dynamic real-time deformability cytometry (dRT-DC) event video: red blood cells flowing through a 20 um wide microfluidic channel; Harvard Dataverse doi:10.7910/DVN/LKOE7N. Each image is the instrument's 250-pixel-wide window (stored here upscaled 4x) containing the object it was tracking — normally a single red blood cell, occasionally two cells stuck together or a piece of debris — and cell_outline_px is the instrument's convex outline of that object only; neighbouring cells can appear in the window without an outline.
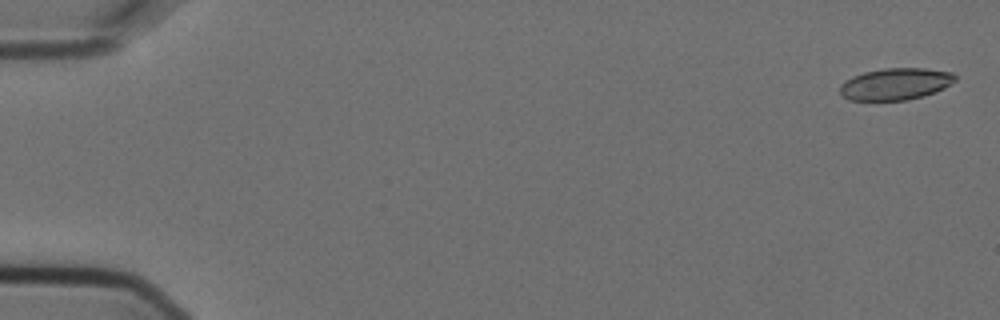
{"species": "Egyptian fruit bat (a non-hibernating species)", "species_latin": "Rousettus aegyptiacus", "temperature_condition": "cold", "stored_images_in_passage": 7, "camera_frame_rate_fps": 3000, "um_per_image_px": 0.085, "animal": {"sex": "female"}, "frame": {"image": 1, "passage_image": 1, "time_ms": 0.0, "image_size_px": [1000, 320], "cell_outline_px": [[956, 80], [944, 88], [936, 92], [924, 96], [908, 100], [848, 100], [840, 92], [840, 84], [844, 80], [852, 76], [864, 72], [884, 68], [924, 68], [952, 72], [956, 76]], "centroid_in_image_um": [76.12, 7.13], "position_along_channel_um": 8.9, "area_um2": 21.5}}
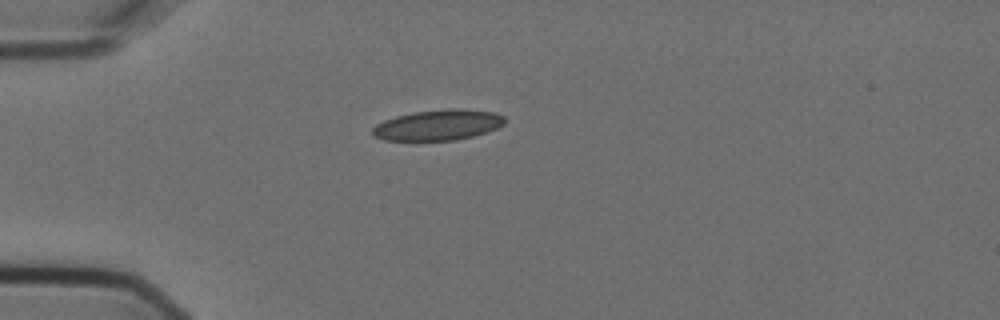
{"frame": {"image": 2, "passage_image": 5, "time_ms": 1.333, "image_size_px": [1000, 320], "cell_outline_px": [[504, 124], [488, 132], [456, 140], [384, 140], [372, 136], [372, 128], [376, 124], [384, 120], [396, 116], [412, 112], [448, 108], [460, 108], [492, 112], [504, 116]], "centroid_in_image_um": [37.21, 10.62], "position_along_channel_um": 47.8, "area_um2": 23.64}}
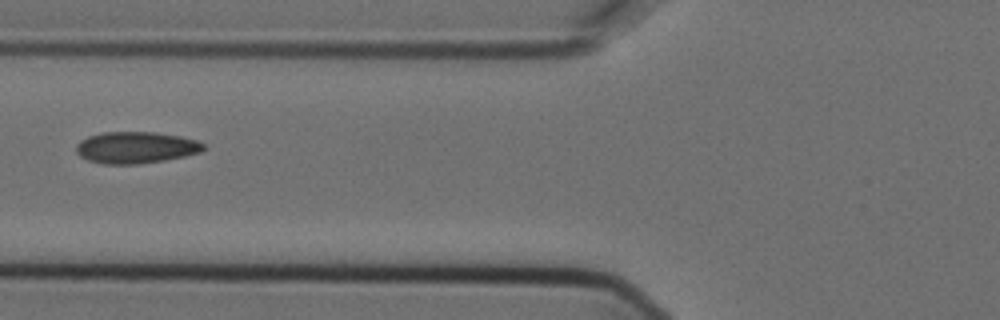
{"frame": {"image": 3, "passage_image": 7, "time_ms": 2.0, "image_size_px": [1000, 320], "cell_outline_px": [[208, 148], [200, 152], [184, 156], [164, 160], [136, 164], [104, 164], [88, 160], [80, 156], [76, 152], [76, 144], [80, 140], [88, 136], [100, 132], [156, 132], [180, 136], [196, 140], [204, 144]], "centroid_in_image_um": [11.54, 12.53], "position_along_channel_um": 114.3, "area_um2": 23.58}}